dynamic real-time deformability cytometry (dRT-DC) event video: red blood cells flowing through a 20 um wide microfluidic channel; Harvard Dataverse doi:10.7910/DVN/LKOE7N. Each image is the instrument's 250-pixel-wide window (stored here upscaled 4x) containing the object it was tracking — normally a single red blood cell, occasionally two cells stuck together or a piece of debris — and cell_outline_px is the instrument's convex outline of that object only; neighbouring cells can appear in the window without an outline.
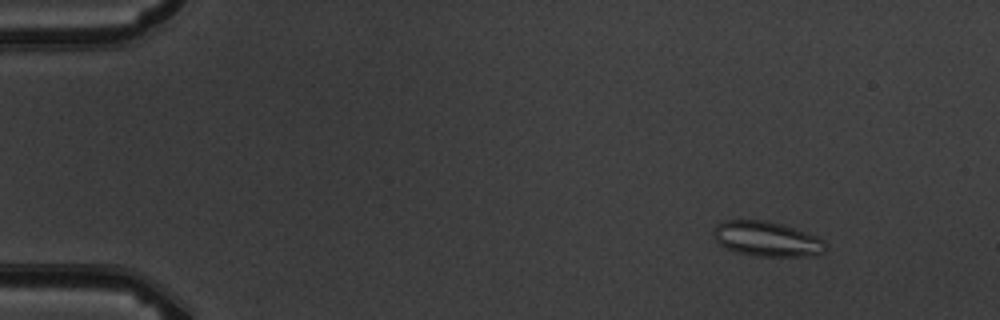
{"species": "common noctule bat (a hibernating species)", "species_latin": "Nyctalus noctula", "temperature_condition": "warm", "stored_images_in_passage": 6, "camera_frame_rate_fps": 3000, "um_per_image_px": 0.085, "animal": {"sex": "male", "body_mass_g": 19.5, "forearm_length_mm": 54.6}, "frame": {"image": 1, "passage_image": 2, "time_ms": 1.0, "image_size_px": [1000, 320], "cell_outline_px": [[828, 248], [824, 252], [816, 256], [756, 256], [736, 252], [720, 244], [716, 240], [712, 232], [712, 228], [716, 224], [724, 220], [764, 220], [780, 224], [816, 236], [824, 240], [828, 244]], "centroid_in_image_um": [65.19, 20.32], "position_along_channel_um": 19.8, "area_um2": 22.89}}
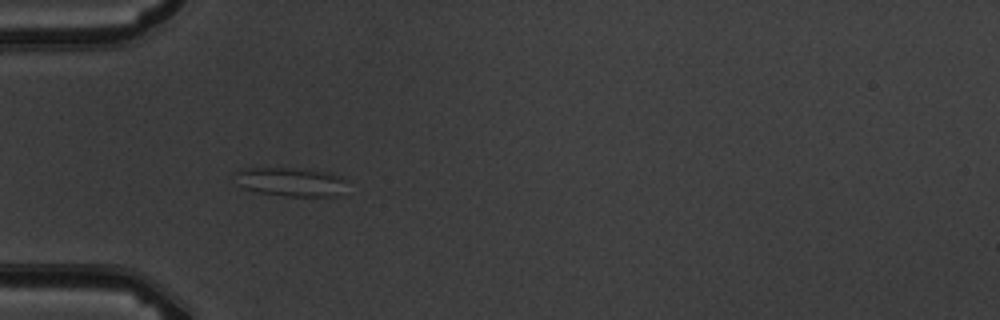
{"frame": {"image": 2, "passage_image": 5, "time_ms": 4.667, "image_size_px": [1000, 320], "cell_outline_px": [[344, 180], [336, 196], [284, 196], [256, 192], [244, 188], [236, 184], [232, 172], [240, 168], [308, 168], [328, 172], [340, 176]], "centroid_in_image_um": [24.56, 15.43], "position_along_channel_um": 60.4, "area_um2": 18.96}}
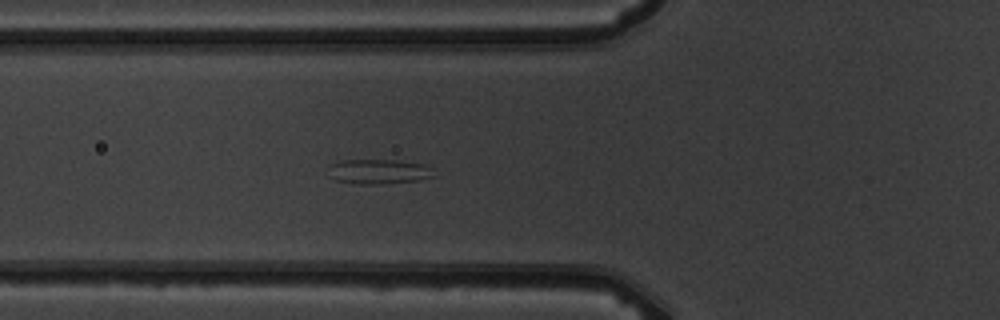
{"frame": {"image": 3, "passage_image": 6, "time_ms": 5.667, "image_size_px": [1000, 320], "cell_outline_px": [[436, 176], [420, 180], [380, 184], [360, 184], [336, 180], [328, 176], [328, 164], [344, 160], [396, 160], [424, 164], [432, 168]], "centroid_in_image_um": [32.18, 14.58], "position_along_channel_um": 93.6, "area_um2": 15.43}}